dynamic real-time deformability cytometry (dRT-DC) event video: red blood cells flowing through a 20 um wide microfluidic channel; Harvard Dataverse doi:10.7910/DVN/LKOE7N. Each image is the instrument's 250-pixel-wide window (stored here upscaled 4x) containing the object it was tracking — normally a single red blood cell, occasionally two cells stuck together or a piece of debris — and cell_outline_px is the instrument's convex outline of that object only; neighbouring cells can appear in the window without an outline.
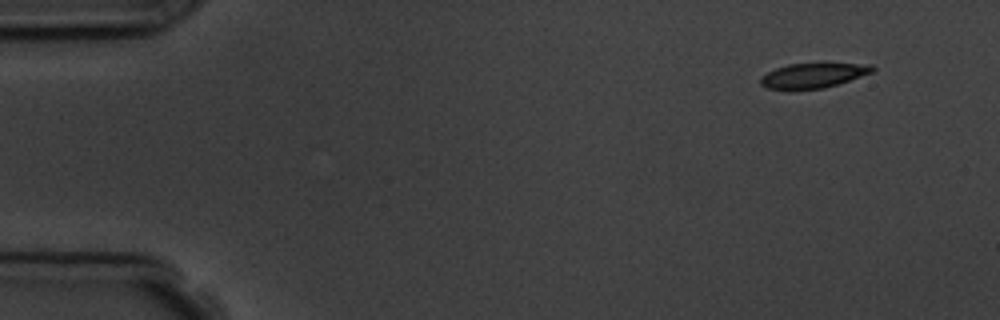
{"species": "common noctule bat (a hibernating species)", "species_latin": "Nyctalus noctula", "temperature_condition": "room temperature", "stored_images_in_passage": 5, "camera_frame_rate_fps": 3000, "um_per_image_px": 0.085, "animal": {"sex": "male", "body_mass_g": 19.5, "forearm_length_mm": 54.6}, "frame": {"image": 1, "passage_image": 1, "time_ms": 0.0, "image_size_px": [1000, 320], "cell_outline_px": [[876, 68], [872, 72], [824, 88], [788, 92], [768, 88], [760, 84], [760, 76], [776, 68], [788, 64], [872, 64]], "centroid_in_image_um": [69.02, 6.46], "position_along_channel_um": 16.0, "area_um2": 16.36}}
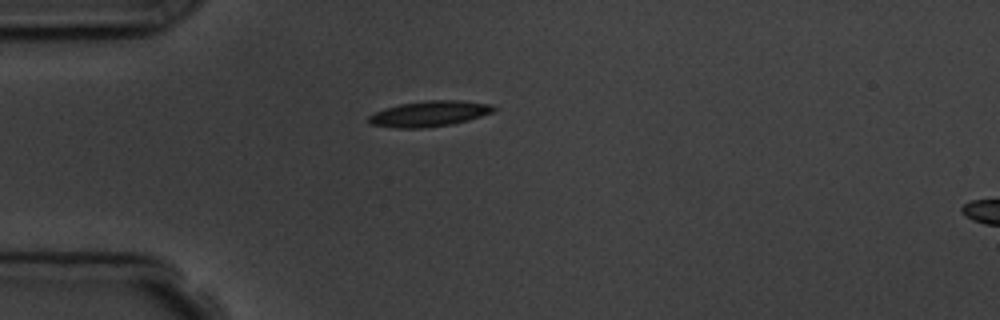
{"frame": {"image": 2, "passage_image": 4, "time_ms": 3.333, "image_size_px": [1000, 320], "cell_outline_px": [[496, 108], [492, 112], [468, 120], [452, 124], [424, 128], [396, 128], [372, 124], [368, 120], [368, 116], [384, 108], [400, 104], [428, 100], [460, 100], [492, 104]], "centroid_in_image_um": [36.5, 9.66], "position_along_channel_um": 48.5, "area_um2": 18.55}}